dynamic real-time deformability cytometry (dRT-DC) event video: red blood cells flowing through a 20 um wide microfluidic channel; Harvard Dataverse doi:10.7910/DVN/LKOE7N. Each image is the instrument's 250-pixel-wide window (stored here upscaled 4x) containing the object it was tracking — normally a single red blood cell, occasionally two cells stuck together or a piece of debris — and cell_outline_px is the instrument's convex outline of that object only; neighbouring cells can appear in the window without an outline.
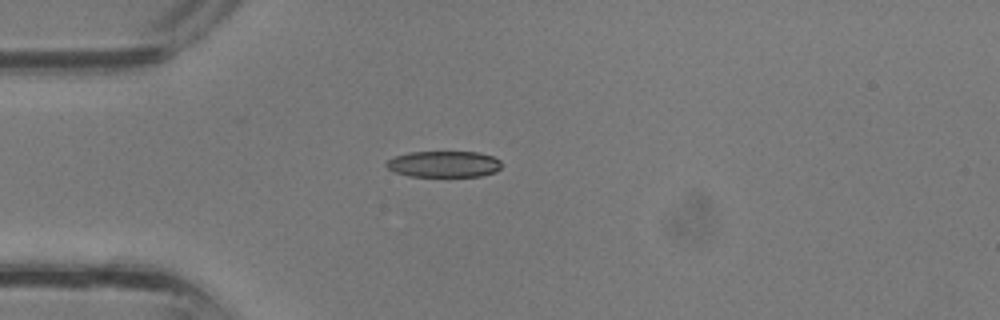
{"species": "common noctule bat (a hibernating species)", "species_latin": "Nyctalus noctula", "temperature_condition": "room temperature", "stored_images_in_passage": 27, "camera_frame_rate_fps": 3000, "um_per_image_px": 0.085, "animal": {"sex": "male", "body_mass_g": 13.3}, "frame": {"image": 1, "passage_image": 1, "time_ms": 0.0, "image_size_px": [1000, 320], "cell_outline_px": [[500, 168], [496, 172], [480, 176], [408, 176], [396, 172], [388, 168], [384, 164], [388, 160], [396, 156], [408, 152], [480, 152], [492, 156], [500, 160]], "centroid_in_image_um": [37.74, 13.94], "position_along_channel_um": 47.3, "area_um2": 17.57}}
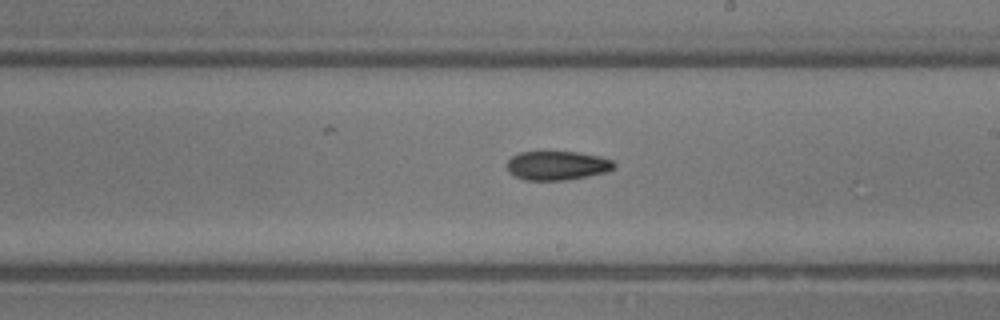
{"frame": {"image": 2, "passage_image": 12, "time_ms": 3.667, "image_size_px": [1000, 320], "cell_outline_px": [[616, 168], [608, 172], [588, 176], [564, 180], [524, 180], [508, 172], [508, 160], [512, 156], [520, 152], [580, 152], [600, 156], [612, 160], [616, 164]], "centroid_in_image_um": [47.41, 14.07], "position_along_channel_um": 241.6, "area_um2": 18.21}}
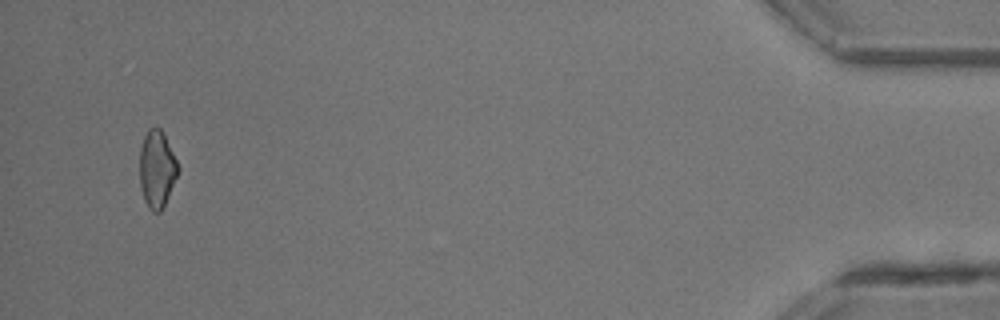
{"frame": {"image": 3, "passage_image": 26, "time_ms": 8.333, "image_size_px": [1000, 320], "cell_outline_px": [[180, 168], [168, 196], [160, 212], [152, 212], [148, 208], [144, 200], [140, 188], [140, 148], [144, 136], [148, 128], [160, 128]], "centroid_in_image_um": [13.31, 14.39], "position_along_channel_um": 421.9, "area_um2": 16.99}}